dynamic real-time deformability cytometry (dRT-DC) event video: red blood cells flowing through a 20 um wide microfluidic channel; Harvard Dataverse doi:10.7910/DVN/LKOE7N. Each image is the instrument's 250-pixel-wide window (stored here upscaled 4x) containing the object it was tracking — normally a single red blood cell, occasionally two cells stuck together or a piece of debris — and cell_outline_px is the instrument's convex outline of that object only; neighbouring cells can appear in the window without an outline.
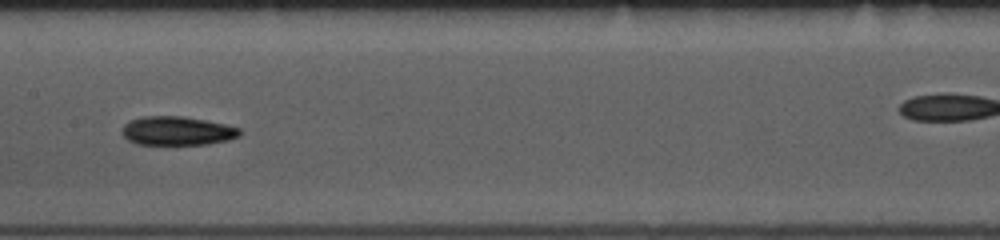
{"species": "common noctule bat (a hibernating species)", "species_latin": "Nyctalus noctula", "temperature_condition": "room temperature", "stored_images_in_passage": 39, "camera_frame_rate_fps": 3000, "um_per_image_px": 0.085, "animal": {"sex": "female", "body_mass_g": 10.0, "forearm_length_mm": 53.1}, "frame": {"image": 1, "passage_image": 12, "time_ms": 3.667, "image_size_px": [1000, 240], "cell_outline_px": [[240, 136], [228, 140], [204, 144], [136, 144], [128, 140], [120, 132], [124, 124], [128, 120], [144, 116], [184, 116], [224, 124], [240, 128]], "centroid_in_image_um": [15.02, 11.11], "position_along_channel_um": 192.4, "area_um2": 19.77}, "authors_computed_cell_mechanics": {"area_um2": 19.1318, "velocity_mm_per_s": 3.7927, "shape_relaxation_time_tau1_ms": 4.0018, "shape_relaxation_time_tau2_ms": null, "deformation_change_tau1": 0.1112, "deformation_change_tau2": null}}